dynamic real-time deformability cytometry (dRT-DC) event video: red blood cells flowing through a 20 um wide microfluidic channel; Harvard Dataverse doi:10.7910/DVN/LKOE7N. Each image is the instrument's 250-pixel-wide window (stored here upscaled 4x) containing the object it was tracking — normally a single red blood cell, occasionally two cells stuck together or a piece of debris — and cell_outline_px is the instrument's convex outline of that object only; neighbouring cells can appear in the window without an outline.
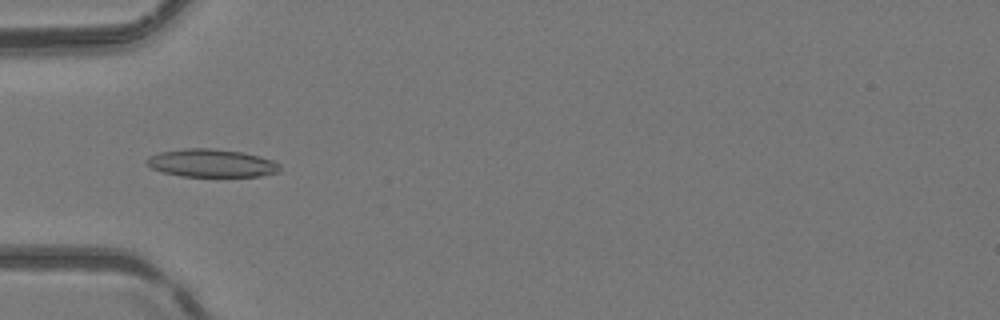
{"species": "common noctule bat (a hibernating species)", "species_latin": "Nyctalus noctula", "temperature_condition": "room temperature", "stored_images_in_passage": 49, "camera_frame_rate_fps": 3000, "um_per_image_px": 0.085, "animal": {"sex": "female", "body_mass_g": 24.6, "forearm_length_mm": 56.2}, "frame": {"image": 1, "passage_image": 16, "time_ms": 5.0, "image_size_px": [1000, 320], "cell_outline_px": [[280, 172], [260, 176], [180, 176], [164, 172], [152, 168], [144, 160], [148, 156], [160, 152], [184, 148], [212, 148], [240, 152], [260, 156], [272, 160], [280, 164]], "centroid_in_image_um": [17.98, 13.86], "position_along_channel_um": 67.0, "area_um2": 21.68}}
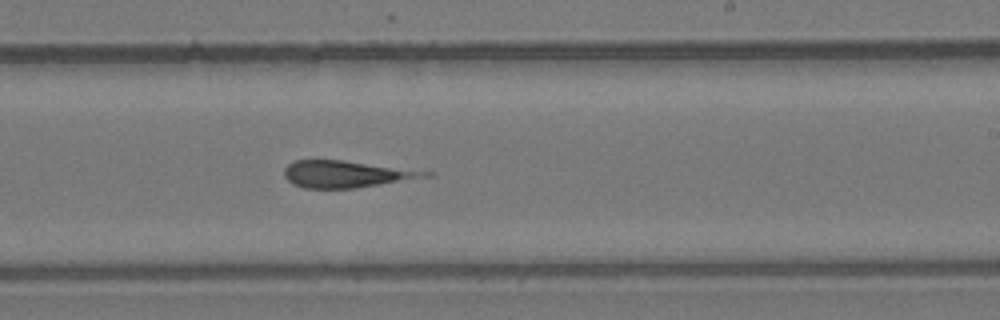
{"frame": {"image": 2, "passage_image": 30, "time_ms": 9.667, "image_size_px": [1000, 320], "cell_outline_px": [[436, 176], [356, 188], [304, 188], [292, 184], [284, 176], [284, 168], [288, 164], [296, 160], [344, 160], [436, 172]], "centroid_in_image_um": [29.51, 14.8], "position_along_channel_um": 259.5, "area_um2": 22.37}}
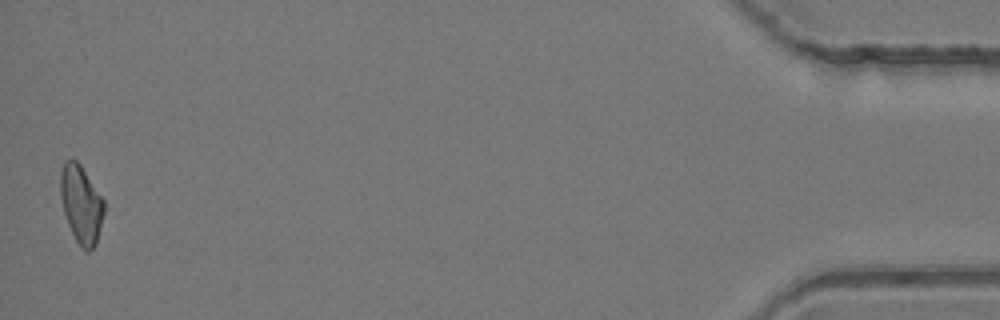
{"frame": {"image": 3, "passage_image": 49, "time_ms": 16.0, "image_size_px": [1000, 320], "cell_outline_px": [[104, 212], [96, 244], [88, 252], [84, 252], [80, 248], [68, 224], [64, 212], [60, 196], [60, 172], [64, 160], [76, 160], [80, 164], [104, 200]], "centroid_in_image_um": [6.89, 17.37], "position_along_channel_um": 428.3, "area_um2": 19.77}}